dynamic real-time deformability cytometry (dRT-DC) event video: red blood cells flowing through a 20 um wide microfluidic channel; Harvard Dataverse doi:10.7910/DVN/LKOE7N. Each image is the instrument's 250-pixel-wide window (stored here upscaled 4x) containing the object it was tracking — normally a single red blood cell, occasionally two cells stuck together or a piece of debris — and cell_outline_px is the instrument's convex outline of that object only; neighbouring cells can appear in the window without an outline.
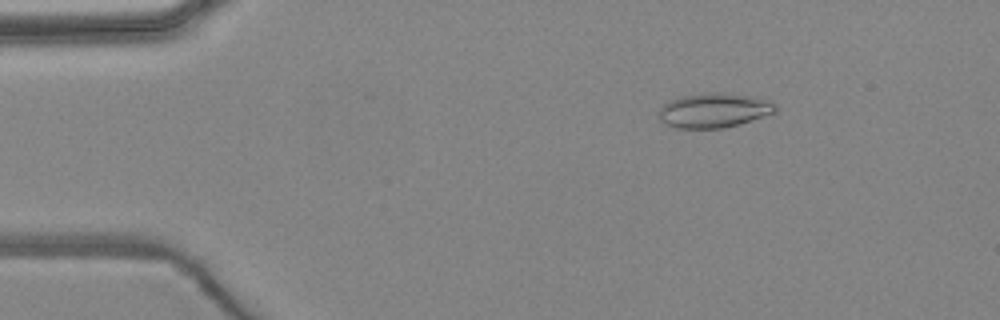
{"species": "common noctule bat (a hibernating species)", "species_latin": "Nyctalus noctula", "temperature_condition": "warm", "stored_images_in_passage": 5, "camera_frame_rate_fps": 3000, "um_per_image_px": 0.085, "animal": {"sex": "female", "body_mass_g": 24.6, "forearm_length_mm": 56.2}, "frame": {"image": 1, "passage_image": 3, "time_ms": 2.333, "image_size_px": [1000, 320], "cell_outline_px": [[776, 112], [740, 124], [724, 128], [676, 128], [664, 124], [660, 120], [656, 112], [668, 100], [680, 96], [716, 92], [756, 96], [776, 104]], "centroid_in_image_um": [60.65, 9.38], "position_along_channel_um": 24.4, "area_um2": 23.7}}